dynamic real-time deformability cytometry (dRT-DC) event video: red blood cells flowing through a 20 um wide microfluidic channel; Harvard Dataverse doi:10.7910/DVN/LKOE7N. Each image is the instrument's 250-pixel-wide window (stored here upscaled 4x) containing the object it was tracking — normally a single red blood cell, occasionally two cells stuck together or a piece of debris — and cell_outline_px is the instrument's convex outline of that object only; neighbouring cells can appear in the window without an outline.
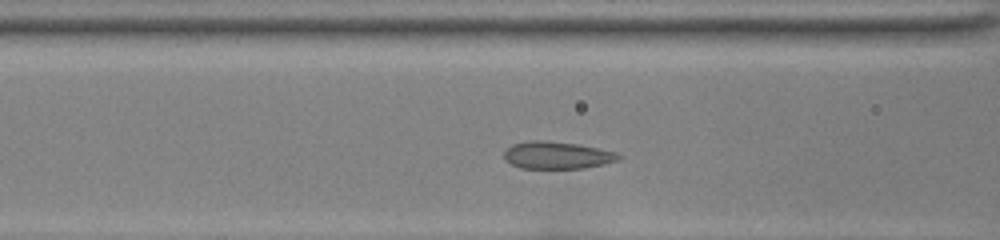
{"species": "common noctule bat (a hibernating species)", "species_latin": "Nyctalus noctula", "temperature_condition": "room temperature", "stored_images_in_passage": 36, "camera_frame_rate_fps": 3000, "um_per_image_px": 0.085, "animal": {"sex": "female", "body_mass_g": 22.0, "forearm_length_mm": 56.7}, "frame": {"image": 1, "passage_image": 10, "time_ms": 3.0, "image_size_px": [1000, 240], "cell_outline_px": [[620, 156], [616, 160], [604, 164], [584, 168], [520, 168], [504, 160], [504, 152], [512, 144], [532, 140], [544, 140], [580, 144], [616, 152]], "centroid_in_image_um": [47.32, 13.19], "position_along_channel_um": 119.3, "area_um2": 18.15}}
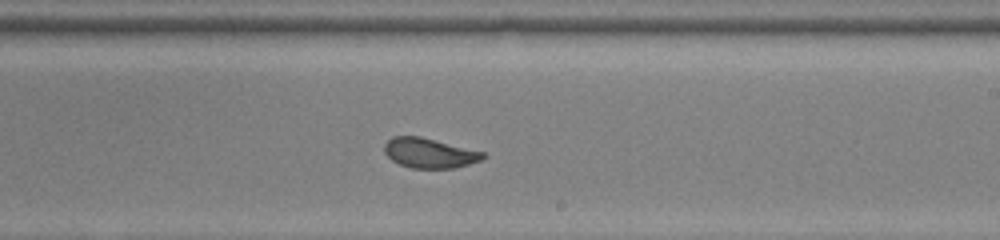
{"frame": {"image": 2, "passage_image": 20, "time_ms": 6.333, "image_size_px": [1000, 240], "cell_outline_px": [[488, 156], [480, 160], [468, 164], [452, 168], [412, 168], [400, 164], [392, 160], [384, 152], [384, 144], [392, 136], [420, 136], [484, 152]], "centroid_in_image_um": [36.49, 13.0], "position_along_channel_um": 252.5, "area_um2": 17.05}}
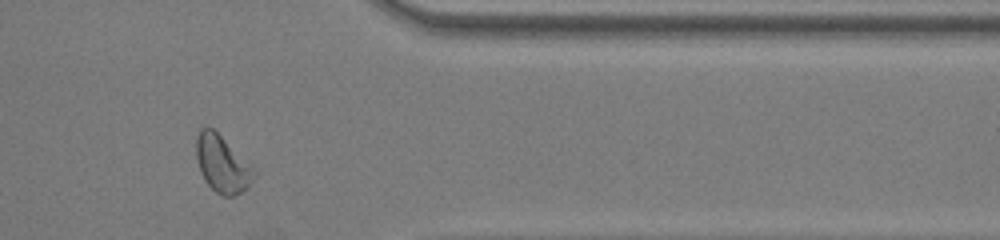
{"frame": {"image": 3, "passage_image": 31, "time_ms": 10.0, "image_size_px": [1000, 240], "cell_outline_px": [[256, 172], [248, 188], [244, 192], [232, 196], [220, 196], [204, 180], [200, 172], [196, 156], [196, 136], [200, 128], [212, 128], [252, 164], [256, 168]], "centroid_in_image_um": [18.91, 13.96], "position_along_channel_um": 392.5, "area_um2": 19.36}}